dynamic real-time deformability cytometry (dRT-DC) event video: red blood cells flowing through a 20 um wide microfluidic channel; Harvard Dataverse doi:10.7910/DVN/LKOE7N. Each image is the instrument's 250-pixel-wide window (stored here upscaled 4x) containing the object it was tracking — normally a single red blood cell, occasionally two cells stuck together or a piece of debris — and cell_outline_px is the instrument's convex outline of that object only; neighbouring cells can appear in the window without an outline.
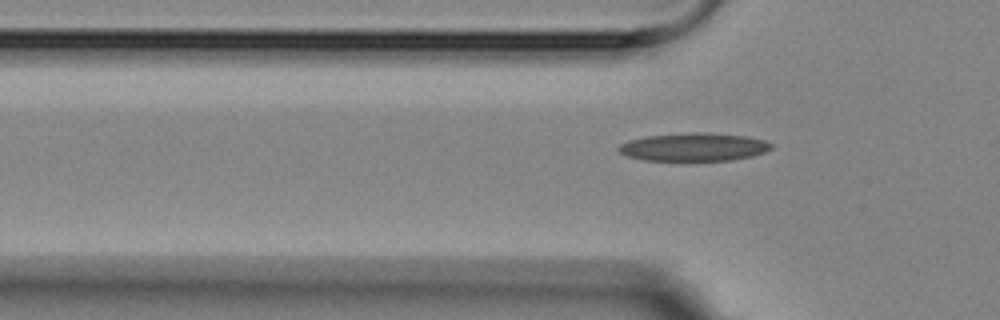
{"species": "Egyptian fruit bat (a non-hibernating species)", "species_latin": "Rousettus aegyptiacus", "temperature_condition": "room temperature", "stored_images_in_passage": 5, "segment_of_instrument_passage": [1, 2], "camera_frame_rate_fps": 3000, "um_per_image_px": 0.085, "animal": {"sex": "female"}, "frame": {"image": 1, "passage_image": 2, "time_ms": 2.0, "image_size_px": [1000, 320], "cell_outline_px": [[772, 148], [764, 152], [752, 156], [732, 160], [644, 160], [628, 156], [620, 152], [616, 148], [620, 144], [628, 140], [648, 136], [696, 132], [704, 132], [744, 136], [764, 140], [772, 144]], "centroid_in_image_um": [58.97, 12.49], "position_along_channel_um": 66.8, "area_um2": 24.74}}
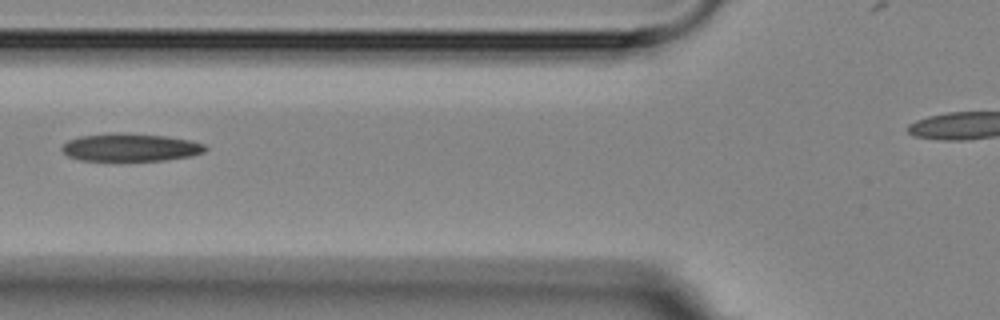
{"frame": {"image": 2, "passage_image": 3, "time_ms": 3.333, "image_size_px": [1000, 320], "cell_outline_px": [[208, 148], [204, 152], [192, 156], [164, 160], [80, 160], [68, 156], [60, 148], [68, 140], [80, 136], [168, 136], [192, 140], [204, 144]], "centroid_in_image_um": [11.16, 12.58], "position_along_channel_um": 114.6, "area_um2": 22.02}}
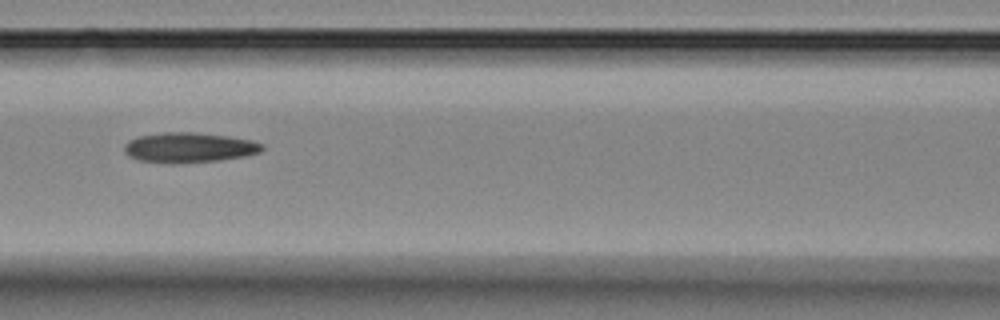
{"frame": {"image": 3, "passage_image": 4, "time_ms": 4.333, "image_size_px": [1000, 320], "cell_outline_px": [[264, 148], [260, 152], [244, 156], [220, 160], [172, 164], [168, 164], [140, 160], [128, 156], [124, 152], [124, 144], [128, 140], [140, 136], [164, 132], [192, 132], [228, 136], [252, 140], [264, 144]], "centroid_in_image_um": [16.06, 12.54], "position_along_channel_um": 150.5, "area_um2": 24.28}}